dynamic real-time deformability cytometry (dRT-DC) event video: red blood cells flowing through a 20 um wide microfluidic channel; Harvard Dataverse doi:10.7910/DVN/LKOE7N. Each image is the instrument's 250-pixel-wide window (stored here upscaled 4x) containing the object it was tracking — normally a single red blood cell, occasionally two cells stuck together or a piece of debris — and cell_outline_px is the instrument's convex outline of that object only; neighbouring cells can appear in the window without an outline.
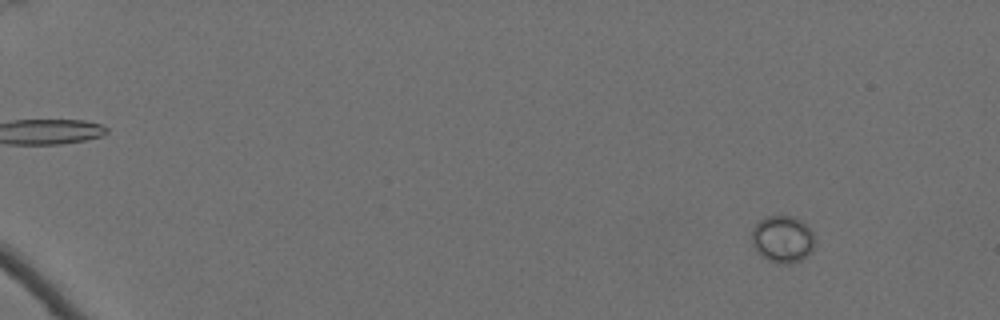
{"species": "Egyptian fruit bat (a non-hibernating species)", "species_latin": "Rousettus aegyptiacus", "temperature_condition": "cold", "stored_images_in_passage": 62, "camera_frame_rate_fps": 3000, "um_per_image_px": 0.085, "animal": {"sex": "female"}, "frame": {"image": 1, "passage_image": 8, "time_ms": 2.333, "image_size_px": [1000, 320], "cell_outline_px": [[812, 252], [808, 256], [800, 260], [788, 264], [780, 264], [768, 260], [760, 256], [756, 252], [752, 244], [752, 228], [764, 216], [792, 216], [800, 220], [812, 232]], "centroid_in_image_um": [66.47, 20.34], "position_along_channel_um": 18.5, "area_um2": 17.22}}
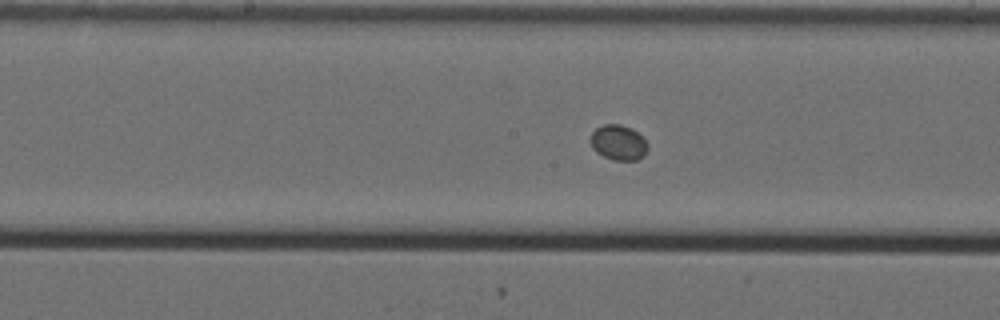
{"frame": {"image": 2, "passage_image": 37, "time_ms": 12.0, "image_size_px": [1000, 320], "cell_outline_px": [[648, 148], [636, 160], [612, 160], [596, 152], [592, 148], [588, 140], [592, 132], [596, 128], [604, 124], [620, 124], [632, 128], [648, 144]], "centroid_in_image_um": [52.5, 12.1], "position_along_channel_um": 195.7, "area_um2": 11.68}}
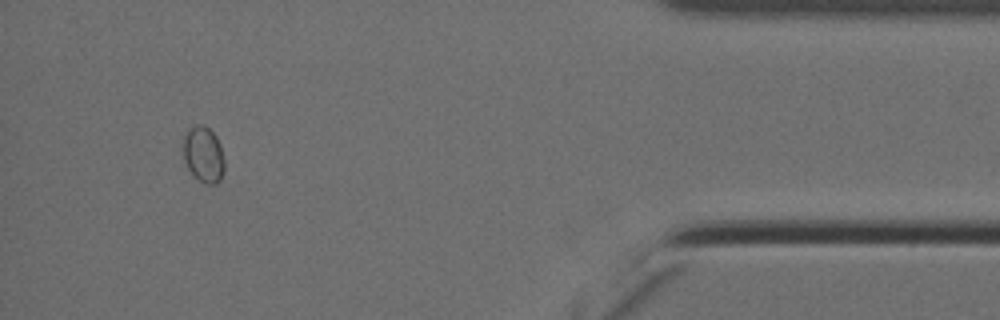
{"frame": {"image": 3, "passage_image": 60, "time_ms": 19.667, "image_size_px": [1000, 320], "cell_outline_px": [[224, 172], [220, 180], [216, 184], [204, 184], [188, 168], [184, 160], [184, 136], [196, 124], [204, 124], [216, 136], [220, 144], [224, 160]], "centroid_in_image_um": [17.33, 13.14], "position_along_channel_um": 417.9, "area_um2": 13.24}}